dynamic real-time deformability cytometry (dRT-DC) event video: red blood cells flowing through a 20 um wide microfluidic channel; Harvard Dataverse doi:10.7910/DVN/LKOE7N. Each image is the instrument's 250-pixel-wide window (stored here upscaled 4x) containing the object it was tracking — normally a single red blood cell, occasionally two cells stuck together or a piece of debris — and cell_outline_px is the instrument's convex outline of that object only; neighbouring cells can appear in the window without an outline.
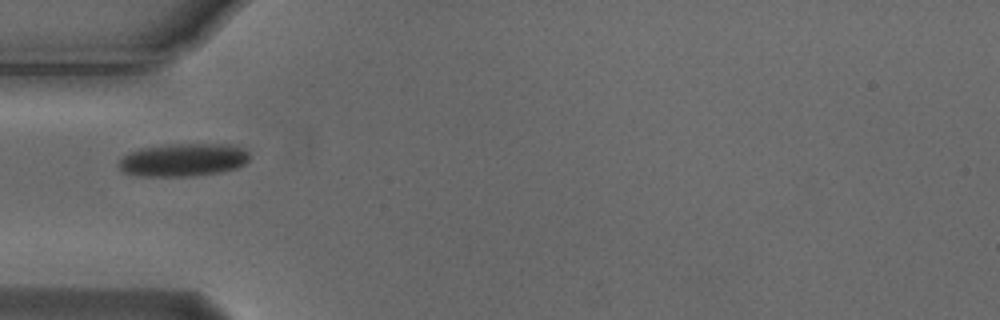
{"species": "Egyptian fruit bat (a non-hibernating species)", "species_latin": "Rousettus aegyptiacus", "temperature_condition": "cold", "stored_images_in_passage": 3, "camera_frame_rate_fps": 3000, "um_per_image_px": 0.085, "animal": {"sex": "male"}, "frame": {"image": 1, "passage_image": 1, "time_ms": 0.0, "image_size_px": [1000, 320], "cell_outline_px": [[248, 160], [244, 164], [236, 168], [220, 172], [196, 176], [136, 176], [124, 172], [116, 164], [128, 152], [140, 148], [168, 144], [236, 144], [248, 152]], "centroid_in_image_um": [15.56, 13.59], "position_along_channel_um": 69.4, "area_um2": 25.37}}
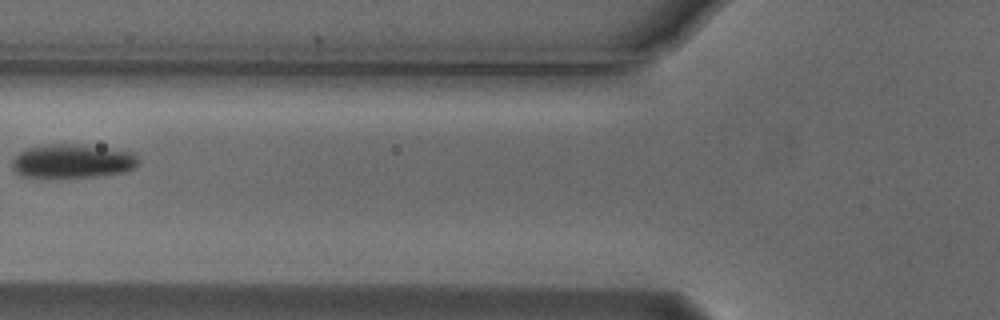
{"frame": {"image": 2, "passage_image": 2, "time_ms": 0.333, "image_size_px": [1000, 320], "cell_outline_px": [[140, 164], [136, 168], [124, 172], [96, 176], [40, 180], [20, 176], [12, 168], [12, 160], [20, 152], [28, 148], [44, 144], [76, 144], [108, 148], [136, 152], [140, 160]], "centroid_in_image_um": [6.15, 13.73], "position_along_channel_um": 119.6, "area_um2": 25.95}}